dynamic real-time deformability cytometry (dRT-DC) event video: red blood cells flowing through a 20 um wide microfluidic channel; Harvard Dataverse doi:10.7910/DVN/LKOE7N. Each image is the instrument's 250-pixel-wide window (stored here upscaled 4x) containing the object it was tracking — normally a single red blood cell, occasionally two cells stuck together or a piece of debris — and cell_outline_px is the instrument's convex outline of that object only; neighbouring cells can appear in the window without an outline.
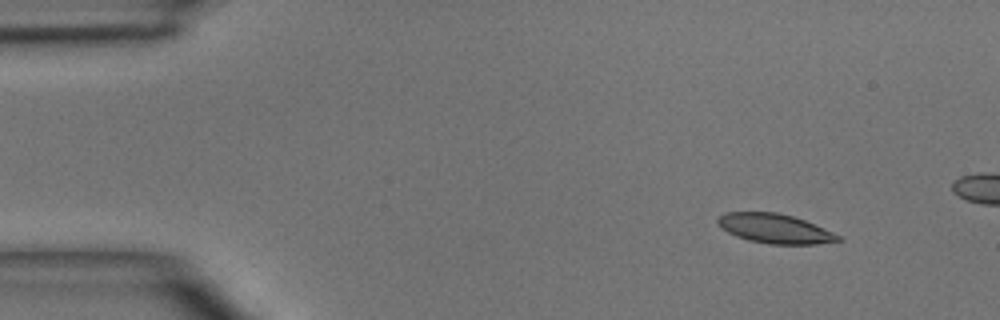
{"species": "common noctule bat (a hibernating species)", "species_latin": "Nyctalus noctula", "temperature_condition": "room temperature", "stored_images_in_passage": 5, "segment_of_instrument_passage": [2, 2], "camera_frame_rate_fps": 3000, "um_per_image_px": 0.085, "animal": {"sex": "male", "body_mass_g": 15.6}, "frame": {"image": 1, "passage_image": 5, "time_ms": 5.333, "image_size_px": [1000, 320], "cell_outline_px": [[844, 240], [816, 244], [772, 244], [748, 240], [736, 236], [728, 232], [716, 220], [720, 216], [728, 212], [776, 212], [792, 216], [804, 220], [832, 232], [840, 236]], "centroid_in_image_um": [65.88, 19.43], "position_along_channel_um": 19.1, "area_um2": 20.29}}